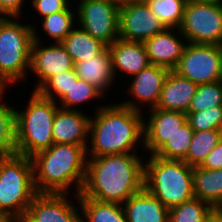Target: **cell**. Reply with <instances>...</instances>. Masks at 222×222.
<instances>
[{
    "label": "cell",
    "instance_id": "4dcf8cb0",
    "mask_svg": "<svg viewBox=\"0 0 222 222\" xmlns=\"http://www.w3.org/2000/svg\"><path fill=\"white\" fill-rule=\"evenodd\" d=\"M218 105H222V80L199 84L187 112H200Z\"/></svg>",
    "mask_w": 222,
    "mask_h": 222
},
{
    "label": "cell",
    "instance_id": "2e32d148",
    "mask_svg": "<svg viewBox=\"0 0 222 222\" xmlns=\"http://www.w3.org/2000/svg\"><path fill=\"white\" fill-rule=\"evenodd\" d=\"M197 88L196 83L170 70L155 108L186 113Z\"/></svg>",
    "mask_w": 222,
    "mask_h": 222
},
{
    "label": "cell",
    "instance_id": "484cf974",
    "mask_svg": "<svg viewBox=\"0 0 222 222\" xmlns=\"http://www.w3.org/2000/svg\"><path fill=\"white\" fill-rule=\"evenodd\" d=\"M5 89L0 90V98ZM0 156L17 154L16 110L0 100Z\"/></svg>",
    "mask_w": 222,
    "mask_h": 222
},
{
    "label": "cell",
    "instance_id": "ba28073f",
    "mask_svg": "<svg viewBox=\"0 0 222 222\" xmlns=\"http://www.w3.org/2000/svg\"><path fill=\"white\" fill-rule=\"evenodd\" d=\"M177 31L189 43L222 45V4L188 0Z\"/></svg>",
    "mask_w": 222,
    "mask_h": 222
},
{
    "label": "cell",
    "instance_id": "f546056e",
    "mask_svg": "<svg viewBox=\"0 0 222 222\" xmlns=\"http://www.w3.org/2000/svg\"><path fill=\"white\" fill-rule=\"evenodd\" d=\"M69 8L70 7H68L65 11L45 16L42 19L43 29L46 33H48L50 38L55 40V43H61L74 29V12Z\"/></svg>",
    "mask_w": 222,
    "mask_h": 222
},
{
    "label": "cell",
    "instance_id": "44dd1931",
    "mask_svg": "<svg viewBox=\"0 0 222 222\" xmlns=\"http://www.w3.org/2000/svg\"><path fill=\"white\" fill-rule=\"evenodd\" d=\"M74 70L78 78L92 84L102 94L114 82L115 75L112 68L111 54L107 47L92 58L74 63Z\"/></svg>",
    "mask_w": 222,
    "mask_h": 222
},
{
    "label": "cell",
    "instance_id": "8fae6325",
    "mask_svg": "<svg viewBox=\"0 0 222 222\" xmlns=\"http://www.w3.org/2000/svg\"><path fill=\"white\" fill-rule=\"evenodd\" d=\"M167 27L150 10L144 0H124L119 7V38L140 41L153 37Z\"/></svg>",
    "mask_w": 222,
    "mask_h": 222
},
{
    "label": "cell",
    "instance_id": "603a6c76",
    "mask_svg": "<svg viewBox=\"0 0 222 222\" xmlns=\"http://www.w3.org/2000/svg\"><path fill=\"white\" fill-rule=\"evenodd\" d=\"M77 199L84 217L82 222H128L122 204L101 202L78 195Z\"/></svg>",
    "mask_w": 222,
    "mask_h": 222
},
{
    "label": "cell",
    "instance_id": "e575fe53",
    "mask_svg": "<svg viewBox=\"0 0 222 222\" xmlns=\"http://www.w3.org/2000/svg\"><path fill=\"white\" fill-rule=\"evenodd\" d=\"M33 7L42 17L65 11L68 6V0H32Z\"/></svg>",
    "mask_w": 222,
    "mask_h": 222
},
{
    "label": "cell",
    "instance_id": "f1b7e54d",
    "mask_svg": "<svg viewBox=\"0 0 222 222\" xmlns=\"http://www.w3.org/2000/svg\"><path fill=\"white\" fill-rule=\"evenodd\" d=\"M156 17L167 28H178L181 24L188 0H144Z\"/></svg>",
    "mask_w": 222,
    "mask_h": 222
},
{
    "label": "cell",
    "instance_id": "ac0fdd59",
    "mask_svg": "<svg viewBox=\"0 0 222 222\" xmlns=\"http://www.w3.org/2000/svg\"><path fill=\"white\" fill-rule=\"evenodd\" d=\"M111 54L113 73L123 71L131 76L138 74L150 65L143 42L118 38L107 47Z\"/></svg>",
    "mask_w": 222,
    "mask_h": 222
},
{
    "label": "cell",
    "instance_id": "5b68a950",
    "mask_svg": "<svg viewBox=\"0 0 222 222\" xmlns=\"http://www.w3.org/2000/svg\"><path fill=\"white\" fill-rule=\"evenodd\" d=\"M57 103L33 91L25 111L16 110L17 154L32 157L53 143Z\"/></svg>",
    "mask_w": 222,
    "mask_h": 222
},
{
    "label": "cell",
    "instance_id": "83f0119b",
    "mask_svg": "<svg viewBox=\"0 0 222 222\" xmlns=\"http://www.w3.org/2000/svg\"><path fill=\"white\" fill-rule=\"evenodd\" d=\"M214 208L206 201L192 198L169 209V222H204Z\"/></svg>",
    "mask_w": 222,
    "mask_h": 222
},
{
    "label": "cell",
    "instance_id": "cb8c5ba5",
    "mask_svg": "<svg viewBox=\"0 0 222 222\" xmlns=\"http://www.w3.org/2000/svg\"><path fill=\"white\" fill-rule=\"evenodd\" d=\"M61 43L74 63L92 58L107 47L82 28L73 29Z\"/></svg>",
    "mask_w": 222,
    "mask_h": 222
},
{
    "label": "cell",
    "instance_id": "7c38bea8",
    "mask_svg": "<svg viewBox=\"0 0 222 222\" xmlns=\"http://www.w3.org/2000/svg\"><path fill=\"white\" fill-rule=\"evenodd\" d=\"M36 33L34 29L29 67L40 78L34 91H37L53 75L74 69V62L62 43H55V45L42 49Z\"/></svg>",
    "mask_w": 222,
    "mask_h": 222
},
{
    "label": "cell",
    "instance_id": "30bf717a",
    "mask_svg": "<svg viewBox=\"0 0 222 222\" xmlns=\"http://www.w3.org/2000/svg\"><path fill=\"white\" fill-rule=\"evenodd\" d=\"M77 7L82 29L107 47L119 38L120 3L109 0H80Z\"/></svg>",
    "mask_w": 222,
    "mask_h": 222
},
{
    "label": "cell",
    "instance_id": "d4e9b609",
    "mask_svg": "<svg viewBox=\"0 0 222 222\" xmlns=\"http://www.w3.org/2000/svg\"><path fill=\"white\" fill-rule=\"evenodd\" d=\"M222 138V130L194 131L186 158L191 167L201 166Z\"/></svg>",
    "mask_w": 222,
    "mask_h": 222
},
{
    "label": "cell",
    "instance_id": "8992f818",
    "mask_svg": "<svg viewBox=\"0 0 222 222\" xmlns=\"http://www.w3.org/2000/svg\"><path fill=\"white\" fill-rule=\"evenodd\" d=\"M37 194L31 158L18 154L0 156V213L12 219L24 218Z\"/></svg>",
    "mask_w": 222,
    "mask_h": 222
},
{
    "label": "cell",
    "instance_id": "4316f807",
    "mask_svg": "<svg viewBox=\"0 0 222 222\" xmlns=\"http://www.w3.org/2000/svg\"><path fill=\"white\" fill-rule=\"evenodd\" d=\"M193 133L194 130L190 127V124L188 122L184 123L154 155L168 160H184Z\"/></svg>",
    "mask_w": 222,
    "mask_h": 222
},
{
    "label": "cell",
    "instance_id": "9a60e30c",
    "mask_svg": "<svg viewBox=\"0 0 222 222\" xmlns=\"http://www.w3.org/2000/svg\"><path fill=\"white\" fill-rule=\"evenodd\" d=\"M89 121L90 117L76 109L58 108L52 126L54 143L81 145L89 152L86 141Z\"/></svg>",
    "mask_w": 222,
    "mask_h": 222
},
{
    "label": "cell",
    "instance_id": "8d00e7d4",
    "mask_svg": "<svg viewBox=\"0 0 222 222\" xmlns=\"http://www.w3.org/2000/svg\"><path fill=\"white\" fill-rule=\"evenodd\" d=\"M24 0H0V17L17 18Z\"/></svg>",
    "mask_w": 222,
    "mask_h": 222
},
{
    "label": "cell",
    "instance_id": "277c9868",
    "mask_svg": "<svg viewBox=\"0 0 222 222\" xmlns=\"http://www.w3.org/2000/svg\"><path fill=\"white\" fill-rule=\"evenodd\" d=\"M144 187L168 209L194 198L193 167L183 160L150 154L144 165Z\"/></svg>",
    "mask_w": 222,
    "mask_h": 222
},
{
    "label": "cell",
    "instance_id": "ffe728a7",
    "mask_svg": "<svg viewBox=\"0 0 222 222\" xmlns=\"http://www.w3.org/2000/svg\"><path fill=\"white\" fill-rule=\"evenodd\" d=\"M169 69L150 64L138 74L129 86V93L142 103L151 104L150 109L155 108L163 88Z\"/></svg>",
    "mask_w": 222,
    "mask_h": 222
},
{
    "label": "cell",
    "instance_id": "d6986e66",
    "mask_svg": "<svg viewBox=\"0 0 222 222\" xmlns=\"http://www.w3.org/2000/svg\"><path fill=\"white\" fill-rule=\"evenodd\" d=\"M122 205L128 222H169V209L145 187Z\"/></svg>",
    "mask_w": 222,
    "mask_h": 222
},
{
    "label": "cell",
    "instance_id": "e0dca14e",
    "mask_svg": "<svg viewBox=\"0 0 222 222\" xmlns=\"http://www.w3.org/2000/svg\"><path fill=\"white\" fill-rule=\"evenodd\" d=\"M172 29L166 28L143 42L150 64L169 70L177 67L187 43L183 44L181 39H178L175 34L173 35Z\"/></svg>",
    "mask_w": 222,
    "mask_h": 222
},
{
    "label": "cell",
    "instance_id": "4fadbf2b",
    "mask_svg": "<svg viewBox=\"0 0 222 222\" xmlns=\"http://www.w3.org/2000/svg\"><path fill=\"white\" fill-rule=\"evenodd\" d=\"M68 194L38 193L28 206L26 222H82L75 207L66 198Z\"/></svg>",
    "mask_w": 222,
    "mask_h": 222
},
{
    "label": "cell",
    "instance_id": "d6a6232c",
    "mask_svg": "<svg viewBox=\"0 0 222 222\" xmlns=\"http://www.w3.org/2000/svg\"><path fill=\"white\" fill-rule=\"evenodd\" d=\"M101 95L102 93L92 84L78 78L76 82H73L69 90H67V92L61 97L60 108L72 110L71 107L92 100L95 97L98 98V96Z\"/></svg>",
    "mask_w": 222,
    "mask_h": 222
},
{
    "label": "cell",
    "instance_id": "9c48e42d",
    "mask_svg": "<svg viewBox=\"0 0 222 222\" xmlns=\"http://www.w3.org/2000/svg\"><path fill=\"white\" fill-rule=\"evenodd\" d=\"M174 71L197 85L221 81L222 45L188 42Z\"/></svg>",
    "mask_w": 222,
    "mask_h": 222
},
{
    "label": "cell",
    "instance_id": "d590c367",
    "mask_svg": "<svg viewBox=\"0 0 222 222\" xmlns=\"http://www.w3.org/2000/svg\"><path fill=\"white\" fill-rule=\"evenodd\" d=\"M200 167L211 170L222 169V138Z\"/></svg>",
    "mask_w": 222,
    "mask_h": 222
},
{
    "label": "cell",
    "instance_id": "7a4b0ae2",
    "mask_svg": "<svg viewBox=\"0 0 222 222\" xmlns=\"http://www.w3.org/2000/svg\"><path fill=\"white\" fill-rule=\"evenodd\" d=\"M136 104V105H135ZM90 117V157L135 153V144L144 140V120L137 103L126 102L99 107ZM134 149V150H133Z\"/></svg>",
    "mask_w": 222,
    "mask_h": 222
},
{
    "label": "cell",
    "instance_id": "74e56055",
    "mask_svg": "<svg viewBox=\"0 0 222 222\" xmlns=\"http://www.w3.org/2000/svg\"><path fill=\"white\" fill-rule=\"evenodd\" d=\"M204 222H222V213L218 209H213Z\"/></svg>",
    "mask_w": 222,
    "mask_h": 222
},
{
    "label": "cell",
    "instance_id": "836d02e7",
    "mask_svg": "<svg viewBox=\"0 0 222 222\" xmlns=\"http://www.w3.org/2000/svg\"><path fill=\"white\" fill-rule=\"evenodd\" d=\"M77 79L78 76L74 69L63 71L49 78L37 92L43 97L55 101L54 95L61 99Z\"/></svg>",
    "mask_w": 222,
    "mask_h": 222
},
{
    "label": "cell",
    "instance_id": "3957f363",
    "mask_svg": "<svg viewBox=\"0 0 222 222\" xmlns=\"http://www.w3.org/2000/svg\"><path fill=\"white\" fill-rule=\"evenodd\" d=\"M86 154L81 145L53 143L30 157L37 192L68 194L67 189L75 183V195H79L85 180Z\"/></svg>",
    "mask_w": 222,
    "mask_h": 222
},
{
    "label": "cell",
    "instance_id": "52a82bcc",
    "mask_svg": "<svg viewBox=\"0 0 222 222\" xmlns=\"http://www.w3.org/2000/svg\"><path fill=\"white\" fill-rule=\"evenodd\" d=\"M33 26L0 17V88L24 78L30 67ZM26 69V70H25Z\"/></svg>",
    "mask_w": 222,
    "mask_h": 222
},
{
    "label": "cell",
    "instance_id": "5bb4252c",
    "mask_svg": "<svg viewBox=\"0 0 222 222\" xmlns=\"http://www.w3.org/2000/svg\"><path fill=\"white\" fill-rule=\"evenodd\" d=\"M151 112L150 119L144 122L143 145L154 155L187 122V114L158 108H152Z\"/></svg>",
    "mask_w": 222,
    "mask_h": 222
},
{
    "label": "cell",
    "instance_id": "6da1fadb",
    "mask_svg": "<svg viewBox=\"0 0 222 222\" xmlns=\"http://www.w3.org/2000/svg\"><path fill=\"white\" fill-rule=\"evenodd\" d=\"M78 197L123 204L144 187V163L135 153L90 157Z\"/></svg>",
    "mask_w": 222,
    "mask_h": 222
},
{
    "label": "cell",
    "instance_id": "ab89813d",
    "mask_svg": "<svg viewBox=\"0 0 222 222\" xmlns=\"http://www.w3.org/2000/svg\"><path fill=\"white\" fill-rule=\"evenodd\" d=\"M0 222H13V219L7 214L0 213Z\"/></svg>",
    "mask_w": 222,
    "mask_h": 222
},
{
    "label": "cell",
    "instance_id": "b9f144b4",
    "mask_svg": "<svg viewBox=\"0 0 222 222\" xmlns=\"http://www.w3.org/2000/svg\"><path fill=\"white\" fill-rule=\"evenodd\" d=\"M109 1H112V2H117V3H122L124 0H109Z\"/></svg>",
    "mask_w": 222,
    "mask_h": 222
},
{
    "label": "cell",
    "instance_id": "7402d4cb",
    "mask_svg": "<svg viewBox=\"0 0 222 222\" xmlns=\"http://www.w3.org/2000/svg\"><path fill=\"white\" fill-rule=\"evenodd\" d=\"M194 196L208 202L214 209L222 207V169L193 167Z\"/></svg>",
    "mask_w": 222,
    "mask_h": 222
},
{
    "label": "cell",
    "instance_id": "60d3db41",
    "mask_svg": "<svg viewBox=\"0 0 222 222\" xmlns=\"http://www.w3.org/2000/svg\"><path fill=\"white\" fill-rule=\"evenodd\" d=\"M13 222H26L23 218L21 219H13Z\"/></svg>",
    "mask_w": 222,
    "mask_h": 222
},
{
    "label": "cell",
    "instance_id": "1f68e13d",
    "mask_svg": "<svg viewBox=\"0 0 222 222\" xmlns=\"http://www.w3.org/2000/svg\"><path fill=\"white\" fill-rule=\"evenodd\" d=\"M186 114L187 122L194 131L222 130V105Z\"/></svg>",
    "mask_w": 222,
    "mask_h": 222
},
{
    "label": "cell",
    "instance_id": "f35d334b",
    "mask_svg": "<svg viewBox=\"0 0 222 222\" xmlns=\"http://www.w3.org/2000/svg\"><path fill=\"white\" fill-rule=\"evenodd\" d=\"M197 3H205V4H222V0H189Z\"/></svg>",
    "mask_w": 222,
    "mask_h": 222
}]
</instances>
